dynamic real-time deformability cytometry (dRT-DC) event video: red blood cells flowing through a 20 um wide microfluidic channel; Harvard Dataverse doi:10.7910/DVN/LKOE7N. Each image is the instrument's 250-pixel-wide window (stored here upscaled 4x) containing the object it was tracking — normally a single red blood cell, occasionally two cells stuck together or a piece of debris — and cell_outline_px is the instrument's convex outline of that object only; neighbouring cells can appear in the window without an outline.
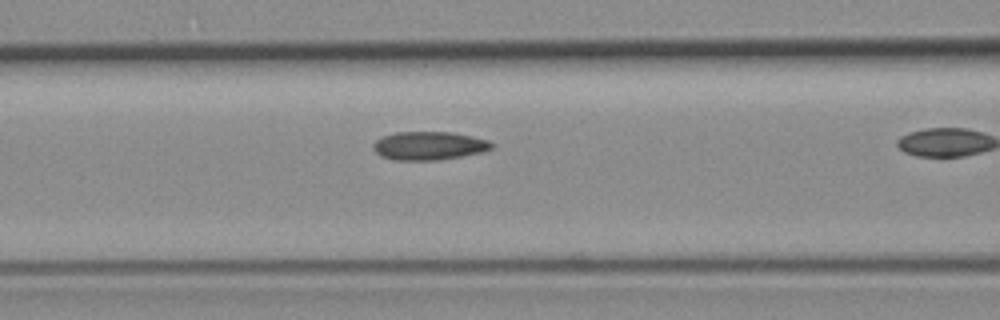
{"species": "common noctule bat (a hibernating species)", "species_latin": "Nyctalus noctula", "temperature_condition": "room temperature", "stored_images_in_passage": 24, "camera_frame_rate_fps": 3000, "um_per_image_px": 0.085, "animal": {"sex": "female", "body_mass_g": 19.3, "forearm_length_mm": 54.1}, "frame": {"image": 1, "passage_image": 14, "time_ms": 4.333, "image_size_px": [1000, 320], "cell_outline_px": [[496, 144], [492, 148], [480, 152], [460, 156], [436, 160], [396, 160], [380, 156], [372, 148], [372, 144], [380, 136], [396, 132], [452, 132], [472, 136], [488, 140]], "centroid_in_image_um": [36.43, 12.38], "position_along_channel_um": 130.2, "area_um2": 19.65}}
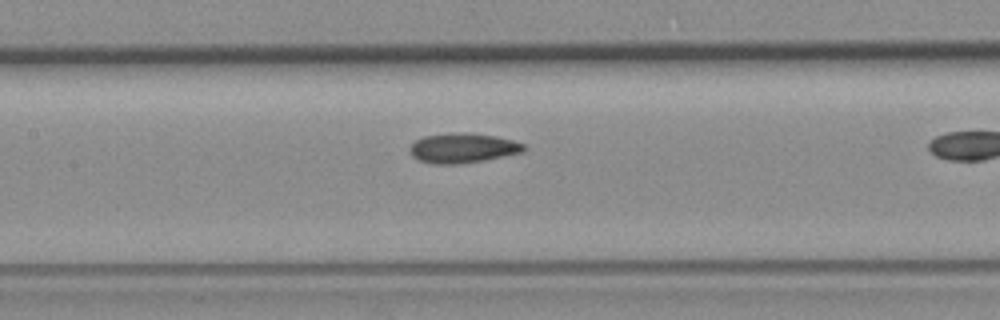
{"frame": {"image": 2, "passage_image": 17, "time_ms": 5.333, "image_size_px": [1000, 320], "cell_outline_px": [[528, 148], [524, 152], [484, 160], [460, 164], [432, 164], [420, 160], [412, 156], [408, 148], [416, 140], [424, 136], [460, 132], [464, 132], [496, 136], [512, 140], [524, 144]], "centroid_in_image_um": [39.35, 12.59], "position_along_channel_um": 168.0, "area_um2": 19.83}}